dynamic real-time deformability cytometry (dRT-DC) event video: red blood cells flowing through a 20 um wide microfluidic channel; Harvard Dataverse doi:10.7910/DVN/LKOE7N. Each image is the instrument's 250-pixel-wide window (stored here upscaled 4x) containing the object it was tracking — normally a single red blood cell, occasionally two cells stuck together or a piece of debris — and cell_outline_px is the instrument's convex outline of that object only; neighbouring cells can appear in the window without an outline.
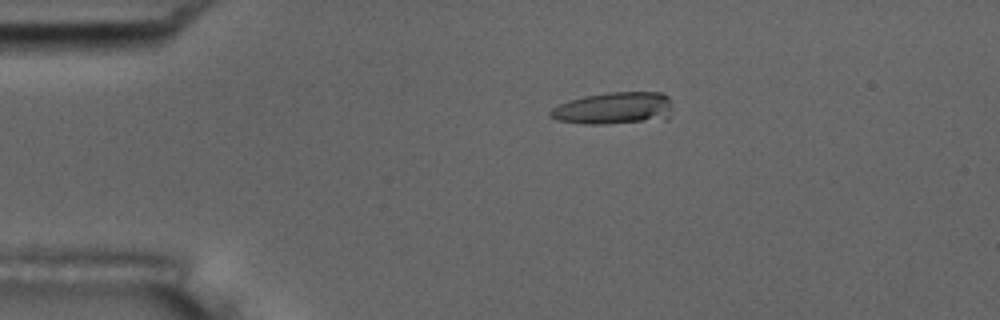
{"species": "common noctule bat (a hibernating species)", "species_latin": "Nyctalus noctula", "temperature_condition": "room temperature", "stored_images_in_passage": 56, "camera_frame_rate_fps": 3000, "um_per_image_px": 0.085, "animal": {"sex": "male", "body_mass_g": 17.5, "forearm_length_mm": 52.3}, "frame": {"image": 1, "passage_image": 12, "time_ms": 3.667, "image_size_px": [1000, 320], "cell_outline_px": [[672, 100], [668, 120], [604, 124], [584, 124], [556, 120], [548, 116], [548, 112], [552, 108], [560, 104], [584, 96], [608, 92], [664, 92]], "centroid_in_image_um": [52.23, 9.21], "position_along_channel_um": 32.8, "area_um2": 23.29}}